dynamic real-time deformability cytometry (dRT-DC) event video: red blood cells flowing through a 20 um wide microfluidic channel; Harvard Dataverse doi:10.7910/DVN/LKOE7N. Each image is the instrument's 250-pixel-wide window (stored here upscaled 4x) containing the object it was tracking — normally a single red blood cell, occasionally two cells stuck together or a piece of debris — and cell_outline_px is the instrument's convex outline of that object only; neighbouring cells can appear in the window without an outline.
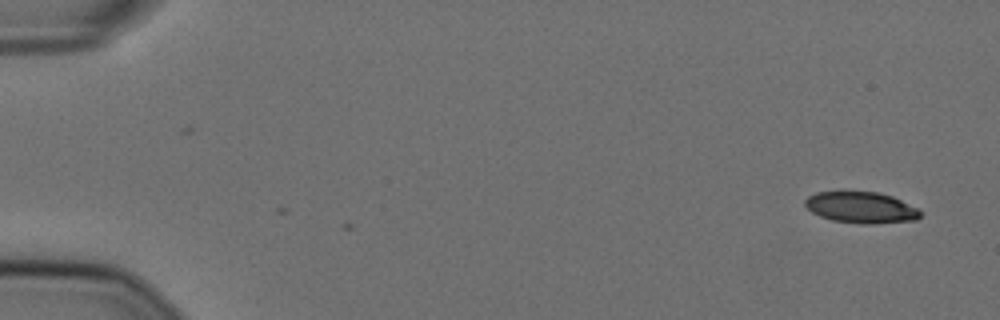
{"species": "Egyptian fruit bat (a non-hibernating species)", "species_latin": "Rousettus aegyptiacus", "temperature_condition": "cold", "stored_images_in_passage": 5, "camera_frame_rate_fps": 3000, "um_per_image_px": 0.085, "animal": {"sex": "female"}, "frame": {"image": 1, "passage_image": 5, "time_ms": 1.333, "image_size_px": [1000, 320], "cell_outline_px": [[924, 212], [916, 220], [872, 224], [860, 224], [832, 220], [820, 216], [812, 212], [804, 204], [804, 200], [808, 196], [816, 192], [844, 188], [876, 192], [892, 196]], "centroid_in_image_um": [73.14, 17.59], "position_along_channel_um": 11.9, "area_um2": 21.79}}